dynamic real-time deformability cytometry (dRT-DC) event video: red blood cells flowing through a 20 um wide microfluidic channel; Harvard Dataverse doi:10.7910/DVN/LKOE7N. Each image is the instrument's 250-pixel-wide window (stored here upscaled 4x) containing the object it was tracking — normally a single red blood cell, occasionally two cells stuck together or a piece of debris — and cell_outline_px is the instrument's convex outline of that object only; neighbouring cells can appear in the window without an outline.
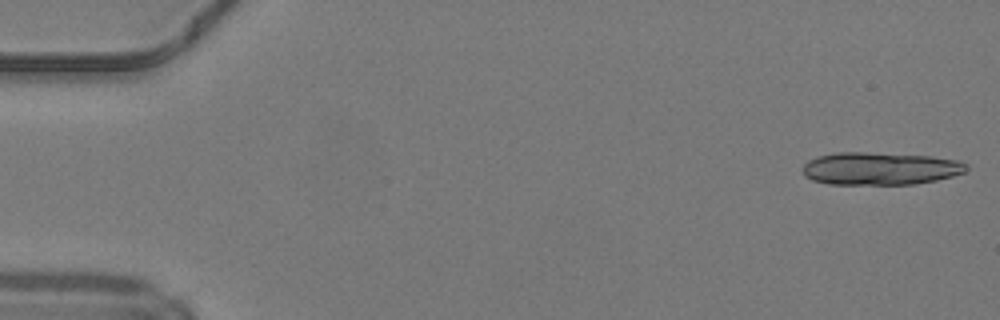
{"species": "common noctule bat (a hibernating species)", "species_latin": "Nyctalus noctula", "temperature_condition": "warm", "stored_images_in_passage": 13, "camera_frame_rate_fps": 3000, "um_per_image_px": 0.085, "animal": {"sex": "male", "body_mass_g": 19.2, "forearm_length_mm": 51.8}, "frame": {"image": 1, "passage_image": 1, "time_ms": 0.0, "image_size_px": [1000, 320], "cell_outline_px": [[968, 168], [964, 172], [952, 176], [936, 180], [916, 184], [828, 184], [812, 180], [804, 176], [804, 164], [808, 160], [816, 156], [836, 152], [864, 152], [932, 156], [956, 160], [968, 164]], "centroid_in_image_um": [74.8, 14.32], "position_along_channel_um": 10.2, "area_um2": 31.27}}